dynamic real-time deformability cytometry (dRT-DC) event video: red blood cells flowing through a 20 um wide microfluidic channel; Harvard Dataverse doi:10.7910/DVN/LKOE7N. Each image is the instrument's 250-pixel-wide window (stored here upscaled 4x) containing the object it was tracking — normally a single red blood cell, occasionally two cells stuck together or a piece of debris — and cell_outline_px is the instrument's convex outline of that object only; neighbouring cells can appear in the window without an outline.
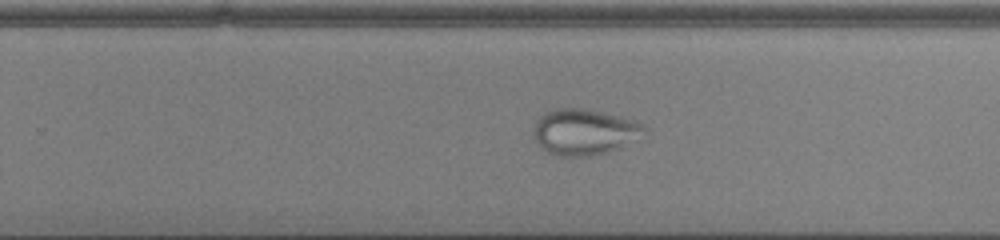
{"species": "common noctule bat (a hibernating species)", "species_latin": "Nyctalus noctula", "temperature_condition": "cold", "stored_images_in_passage": 54, "camera_frame_rate_fps": 3000, "um_per_image_px": 0.085, "animal": {"sex": "male", "body_mass_g": 13.0, "forearm_length_mm": 53.1}, "frame": {"image": 1, "passage_image": 36, "time_ms": 11.667, "image_size_px": [1000, 240], "cell_outline_px": [[648, 128], [620, 148], [608, 152], [592, 156], [556, 156], [540, 148], [532, 136], [532, 128], [536, 120], [544, 112], [556, 108], [584, 108], [636, 120], [644, 124]], "centroid_in_image_um": [49.59, 11.21], "position_along_channel_um": 280.2, "area_um2": 29.88}}
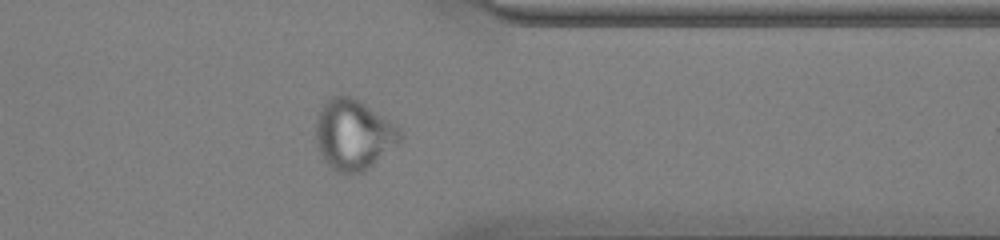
{"frame": {"image": 2, "passage_image": 44, "time_ms": 14.333, "image_size_px": [1000, 240], "cell_outline_px": [[404, 136], [400, 140], [368, 168], [360, 172], [336, 172], [324, 160], [316, 144], [316, 120], [324, 104], [332, 96], [340, 92], [352, 96], [360, 100], [396, 124], [400, 128]], "centroid_in_image_um": [30.04, 11.39], "position_along_channel_um": 381.4, "area_um2": 34.33}}